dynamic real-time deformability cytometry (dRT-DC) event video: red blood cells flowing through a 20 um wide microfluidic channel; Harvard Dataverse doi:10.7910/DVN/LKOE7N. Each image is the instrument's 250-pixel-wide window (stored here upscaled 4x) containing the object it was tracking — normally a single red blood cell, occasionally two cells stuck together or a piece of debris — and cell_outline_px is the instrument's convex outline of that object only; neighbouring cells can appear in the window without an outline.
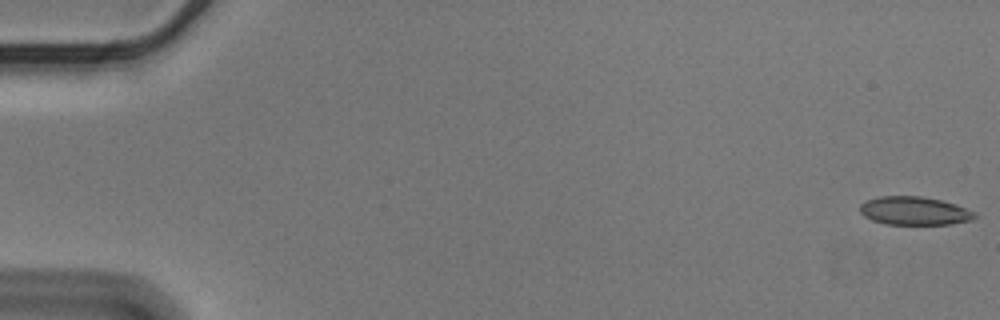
{"species": "Egyptian fruit bat (a non-hibernating species)", "species_latin": "Rousettus aegyptiacus", "temperature_condition": "cold", "stored_images_in_passage": 56, "camera_frame_rate_fps": 3000, "um_per_image_px": 0.085, "animal": {"sex": "male"}, "frame": {"image": 1, "passage_image": 1, "time_ms": 0.0, "image_size_px": [1000, 320], "cell_outline_px": [[976, 216], [972, 220], [952, 224], [884, 224], [872, 220], [864, 216], [860, 212], [860, 204], [868, 200], [880, 196], [920, 196], [940, 200], [956, 204], [976, 212]], "centroid_in_image_um": [77.73, 17.92], "position_along_channel_um": 7.3, "area_um2": 18.96}}
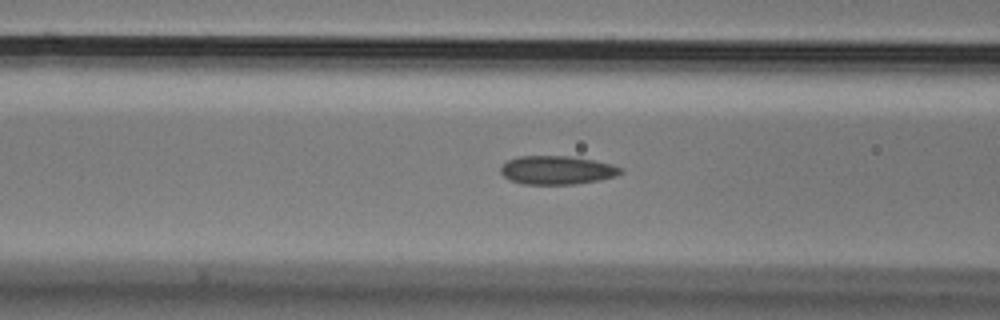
{"frame": {"image": 2, "passage_image": 23, "time_ms": 7.333, "image_size_px": [1000, 320], "cell_outline_px": [[624, 172], [616, 176], [600, 180], [572, 184], [520, 184], [508, 180], [500, 172], [500, 168], [508, 160], [516, 156], [568, 156], [592, 160], [612, 164], [624, 168]], "centroid_in_image_um": [47.34, 14.46], "position_along_channel_um": 119.3, "area_um2": 20.11}}
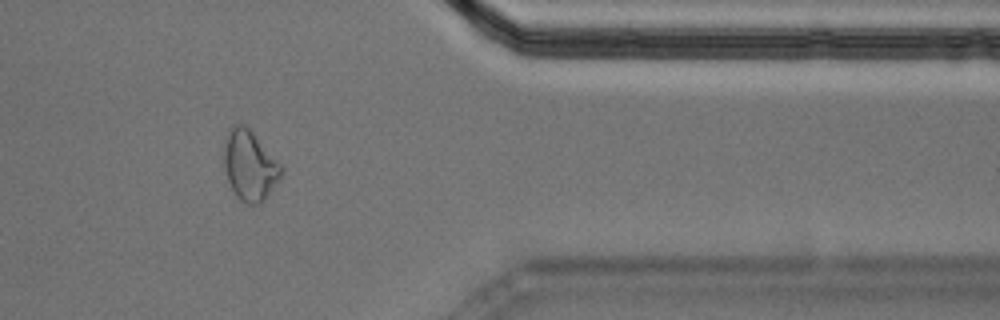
{"frame": {"image": 3, "passage_image": 47, "time_ms": 15.333, "image_size_px": [1000, 320], "cell_outline_px": [[284, 168], [280, 180], [268, 196], [260, 204], [244, 204], [236, 196], [228, 180], [224, 168], [224, 140], [232, 124], [244, 124], [284, 164]], "centroid_in_image_um": [21.27, 14.07], "position_along_channel_um": 390.1, "area_um2": 23.93}, "authors_computed_cell_mechanics": {"area_um2": 20.1144, "velocity_mm_per_s": 3.5864, "shape_relaxation_time_tau1_ms": null, "shape_relaxation_time_tau2_ms": 1.863, "deformation_change_tau1": null, "deformation_change_tau2": 0.0748}}